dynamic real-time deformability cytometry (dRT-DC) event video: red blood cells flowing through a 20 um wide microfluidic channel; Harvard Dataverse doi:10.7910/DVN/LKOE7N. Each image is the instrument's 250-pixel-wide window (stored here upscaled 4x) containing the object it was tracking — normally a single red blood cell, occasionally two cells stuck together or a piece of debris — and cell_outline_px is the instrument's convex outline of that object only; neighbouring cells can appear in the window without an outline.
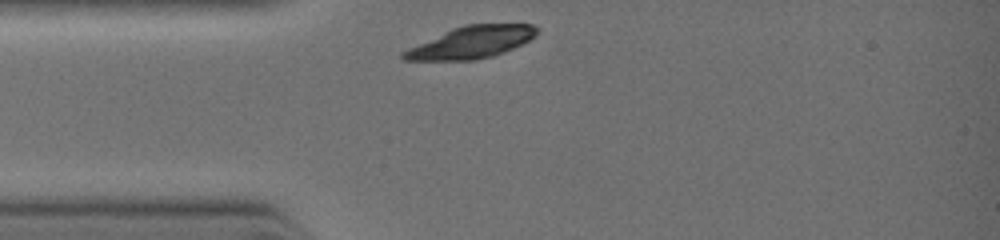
{"species": "common noctule bat (a hibernating species)", "species_latin": "Nyctalus noctula", "temperature_condition": "warm", "stored_images_in_passage": 3, "camera_frame_rate_fps": 3000, "um_per_image_px": 0.085, "animal": {"sex": "female", "body_mass_g": 19.0, "forearm_length_mm": 51.5}, "frame": {"image": 1, "passage_image": 1, "time_ms": 0.0, "image_size_px": [1000, 240], "cell_outline_px": [[536, 36], [512, 48], [492, 56], [476, 60], [404, 60], [400, 56], [400, 52], [408, 48], [452, 28], [464, 24], [532, 24], [536, 28]], "centroid_in_image_um": [40.01, 3.6], "position_along_channel_um": 45.0, "area_um2": 24.62}}